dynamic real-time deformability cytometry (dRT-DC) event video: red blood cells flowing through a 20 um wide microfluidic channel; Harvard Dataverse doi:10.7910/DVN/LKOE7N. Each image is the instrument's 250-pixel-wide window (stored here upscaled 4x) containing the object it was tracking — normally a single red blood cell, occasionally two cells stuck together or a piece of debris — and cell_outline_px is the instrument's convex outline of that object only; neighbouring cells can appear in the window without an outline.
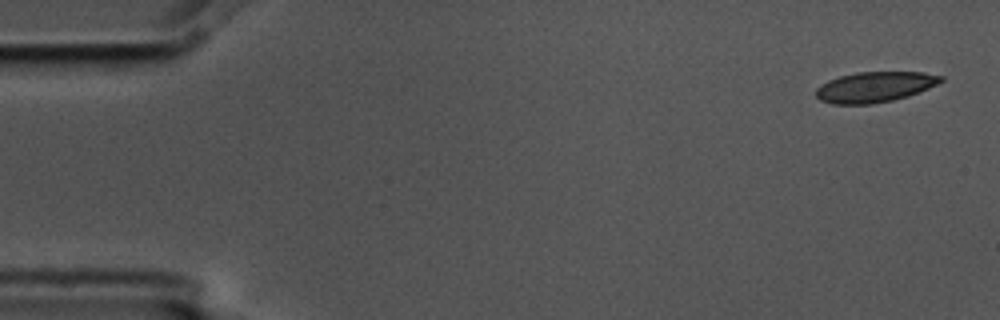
{"species": "common noctule bat (a hibernating species)", "species_latin": "Nyctalus noctula", "temperature_condition": "cold", "stored_images_in_passage": 4, "camera_frame_rate_fps": 3000, "um_per_image_px": 0.085, "animal": {"sex": "male", "body_mass_g": 17.5, "forearm_length_mm": 52.3}, "frame": {"image": 1, "passage_image": 1, "time_ms": 0.0, "image_size_px": [1000, 320], "cell_outline_px": [[944, 80], [928, 88], [908, 96], [892, 100], [872, 104], [832, 104], [820, 100], [816, 96], [816, 88], [820, 84], [828, 80], [840, 76], [856, 72], [924, 72], [944, 76]], "centroid_in_image_um": [74.34, 7.39], "position_along_channel_um": 10.7, "area_um2": 22.2}}